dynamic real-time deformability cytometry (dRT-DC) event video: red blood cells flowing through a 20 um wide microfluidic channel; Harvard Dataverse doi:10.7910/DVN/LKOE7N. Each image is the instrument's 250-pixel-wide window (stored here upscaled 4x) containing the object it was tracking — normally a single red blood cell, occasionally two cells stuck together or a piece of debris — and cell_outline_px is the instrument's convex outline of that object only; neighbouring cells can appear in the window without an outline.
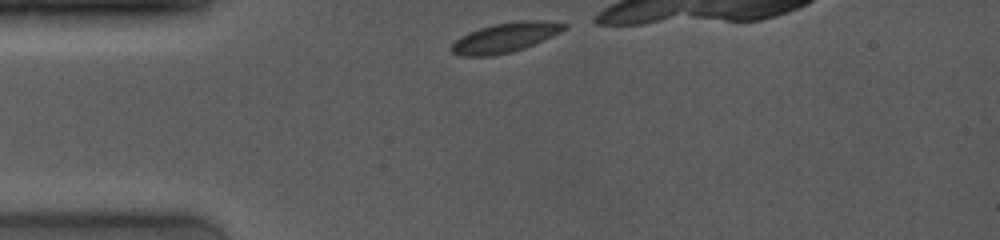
{"species": "common noctule bat (a hibernating species)", "species_latin": "Nyctalus noctula", "temperature_condition": "room temperature", "stored_images_in_passage": 3, "camera_frame_rate_fps": 4000, "um_per_image_px": 0.085, "animal": {"sex": "female", "body_mass_g": 19.0, "forearm_length_mm": 53.3}, "frame": {"image": 1, "passage_image": 1, "time_ms": 0.0, "image_size_px": [1000, 240], "cell_outline_px": [[568, 28], [544, 40], [524, 48], [512, 52], [492, 56], [460, 56], [452, 52], [448, 48], [460, 36], [468, 32], [480, 28], [496, 24], [528, 20], [540, 20], [568, 24]], "centroid_in_image_um": [42.92, 3.21], "position_along_channel_um": 42.1, "area_um2": 19.42}}